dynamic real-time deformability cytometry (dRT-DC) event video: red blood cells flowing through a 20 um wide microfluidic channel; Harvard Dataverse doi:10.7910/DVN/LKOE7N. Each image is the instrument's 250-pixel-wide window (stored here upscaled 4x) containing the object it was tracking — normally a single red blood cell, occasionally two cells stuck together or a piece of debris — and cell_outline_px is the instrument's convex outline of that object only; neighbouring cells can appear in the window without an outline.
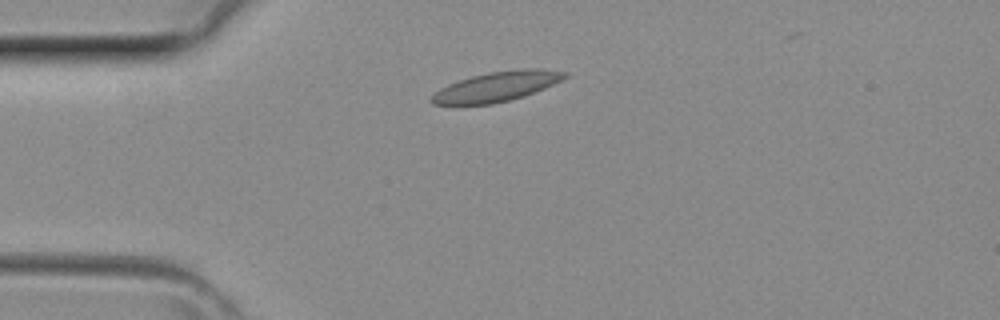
{"species": "common noctule bat (a hibernating species)", "species_latin": "Nyctalus noctula", "temperature_condition": "room temperature", "stored_images_in_passage": 2, "camera_frame_rate_fps": 3000, "um_per_image_px": 0.085, "animal": {"sex": "female", "body_mass_g": 29.2, "forearm_length_mm": 56.3}, "frame": {"image": 1, "passage_image": 1, "time_ms": 0.0, "image_size_px": [1000, 320], "cell_outline_px": [[568, 76], [544, 88], [508, 100], [492, 104], [432, 104], [428, 100], [440, 88], [448, 84], [472, 76], [488, 72], [520, 68], [540, 68], [568, 72]], "centroid_in_image_um": [42.21, 7.33], "position_along_channel_um": 42.8, "area_um2": 22.77}}